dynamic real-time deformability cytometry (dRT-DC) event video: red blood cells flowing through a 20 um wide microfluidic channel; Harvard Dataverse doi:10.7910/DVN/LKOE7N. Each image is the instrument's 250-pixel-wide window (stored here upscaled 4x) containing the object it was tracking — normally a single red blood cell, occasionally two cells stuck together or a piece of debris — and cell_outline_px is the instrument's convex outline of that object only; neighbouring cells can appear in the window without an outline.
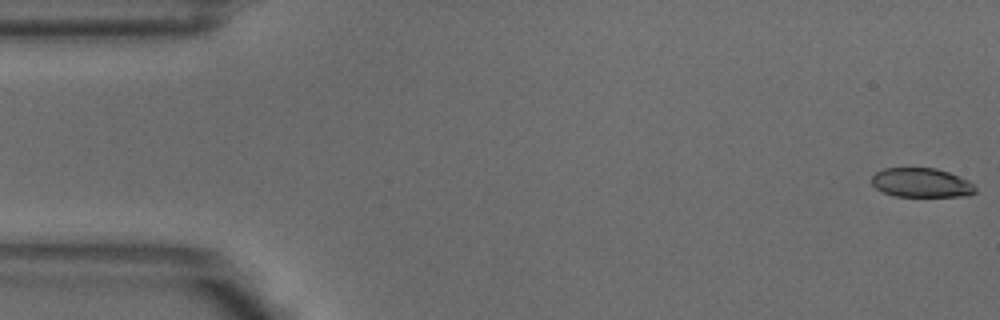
{"species": "common noctule bat (a hibernating species)", "species_latin": "Nyctalus noctula", "temperature_condition": "warm", "stored_images_in_passage": 5, "camera_frame_rate_fps": 3000, "um_per_image_px": 0.085, "animal": {"sex": "male", "body_mass_g": 18.8}, "frame": {"image": 1, "passage_image": 1, "time_ms": 0.0, "image_size_px": [1000, 320], "cell_outline_px": [[976, 192], [968, 196], [896, 196], [884, 192], [876, 188], [872, 184], [872, 176], [876, 172], [884, 168], [936, 168], [948, 172], [968, 180], [976, 188]], "centroid_in_image_um": [78.32, 15.53], "position_along_channel_um": 6.7, "area_um2": 17.57}}
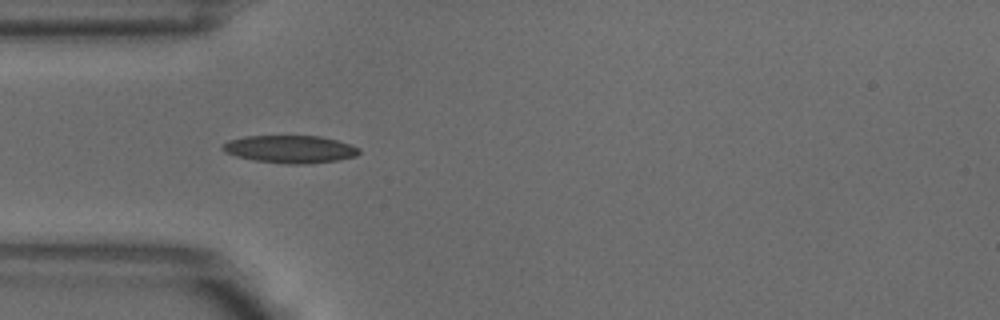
{"frame": {"image": 2, "passage_image": 4, "time_ms": 1.0, "image_size_px": [1000, 320], "cell_outline_px": [[360, 152], [356, 156], [336, 160], [308, 164], [284, 164], [256, 160], [236, 156], [224, 152], [220, 148], [228, 140], [244, 136], [320, 136], [352, 144], [360, 148]], "centroid_in_image_um": [24.66, 12.68], "position_along_channel_um": 60.3, "area_um2": 22.02}}